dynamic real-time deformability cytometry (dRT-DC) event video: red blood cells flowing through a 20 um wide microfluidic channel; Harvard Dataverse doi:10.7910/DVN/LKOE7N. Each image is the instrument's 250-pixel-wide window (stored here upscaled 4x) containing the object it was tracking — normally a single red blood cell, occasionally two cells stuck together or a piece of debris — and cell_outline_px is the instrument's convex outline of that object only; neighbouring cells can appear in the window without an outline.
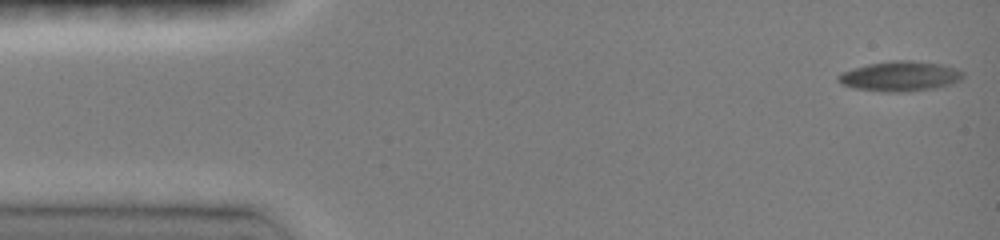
{"species": "common noctule bat (a hibernating species)", "species_latin": "Nyctalus noctula", "temperature_condition": "room temperature", "stored_images_in_passage": 40, "camera_frame_rate_fps": 3000, "um_per_image_px": 0.085, "animal": {"sex": "female", "body_mass_g": 19.0, "forearm_length_mm": 51.5}, "frame": {"image": 1, "passage_image": 1, "time_ms": 0.0, "image_size_px": [1000, 240], "cell_outline_px": [[964, 76], [960, 80], [936, 88], [904, 92], [884, 92], [856, 88], [840, 84], [836, 80], [836, 76], [840, 72], [852, 68], [868, 64], [892, 60], [912, 60], [940, 64], [956, 68], [964, 72]], "centroid_in_image_um": [76.46, 6.47], "position_along_channel_um": 8.5, "area_um2": 21.96}}
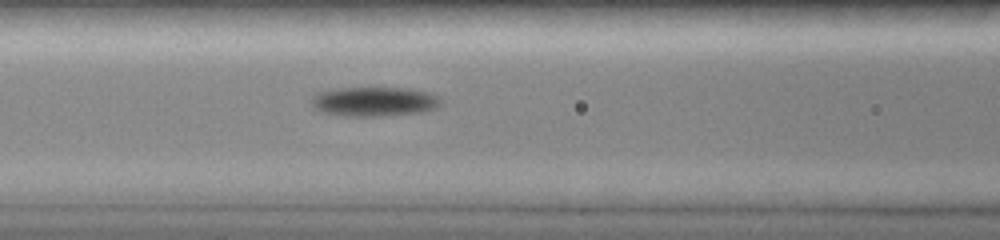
{"frame": {"image": 2, "passage_image": 22, "time_ms": 6.0, "image_size_px": [1000, 240], "cell_outline_px": [[440, 104], [436, 108], [420, 112], [376, 116], [348, 116], [320, 112], [312, 108], [312, 92], [340, 88], [412, 88], [428, 92], [440, 96]], "centroid_in_image_um": [31.76, 8.62], "position_along_channel_um": 134.8, "area_um2": 22.37}}
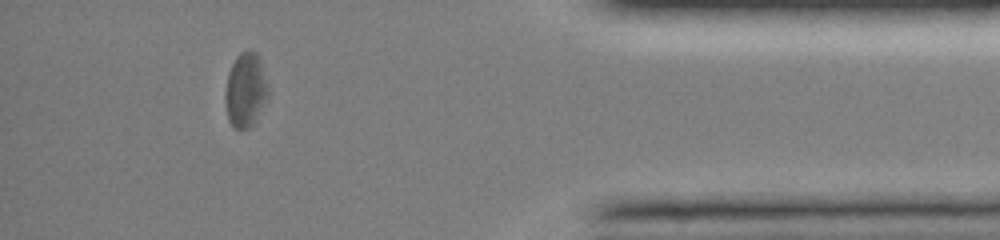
{"frame": {"image": 3, "passage_image": 37, "time_ms": 13.667, "image_size_px": [1000, 240], "cell_outline_px": [[268, 96], [252, 124], [248, 128], [232, 128], [228, 120], [224, 100], [224, 92], [228, 72], [236, 56], [240, 52], [248, 48], [252, 48], [256, 52], [260, 60], [268, 92]], "centroid_in_image_um": [20.82, 7.61], "position_along_channel_um": 414.4, "area_um2": 18.55}, "authors_computed_cell_mechanics": {"area_um2": 21.1837, "velocity_mm_per_s": 4.0131, "shape_relaxation_time_tau1_ms": 2.8058, "shape_relaxation_time_tau2_ms": null, "deformation_change_tau1": 0.1251, "deformation_change_tau2": null}}